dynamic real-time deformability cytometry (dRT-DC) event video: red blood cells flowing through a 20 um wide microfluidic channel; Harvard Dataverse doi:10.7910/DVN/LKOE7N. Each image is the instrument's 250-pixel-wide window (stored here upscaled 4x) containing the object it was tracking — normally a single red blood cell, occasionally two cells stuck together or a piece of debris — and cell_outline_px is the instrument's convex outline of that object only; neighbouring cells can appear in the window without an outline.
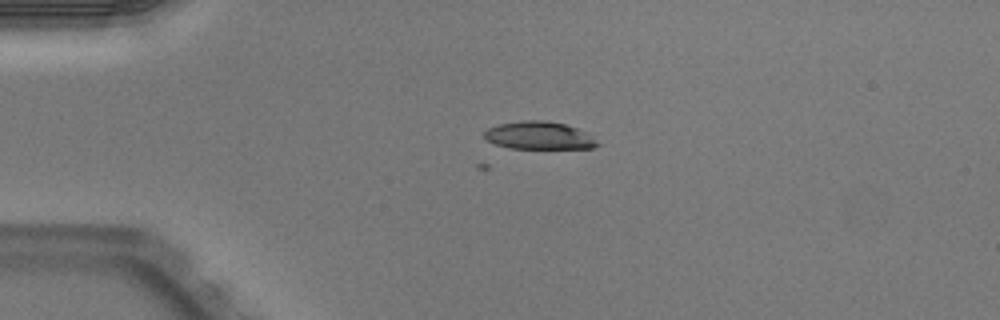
{"species": "Egyptian fruit bat (a non-hibernating species)", "species_latin": "Rousettus aegyptiacus", "temperature_condition": "warm", "stored_images_in_passage": 7, "camera_frame_rate_fps": 3000, "um_per_image_px": 0.085, "animal": {"sex": "male"}, "frame": {"image": 1, "passage_image": 7, "time_ms": 2.0, "image_size_px": [1000, 320], "cell_outline_px": [[600, 144], [592, 148], [512, 148], [496, 144], [484, 140], [484, 132], [488, 128], [500, 124], [524, 120], [548, 120], [564, 124], [576, 128], [592, 136]], "centroid_in_image_um": [45.8, 11.51], "position_along_channel_um": 39.2, "area_um2": 18.15}}